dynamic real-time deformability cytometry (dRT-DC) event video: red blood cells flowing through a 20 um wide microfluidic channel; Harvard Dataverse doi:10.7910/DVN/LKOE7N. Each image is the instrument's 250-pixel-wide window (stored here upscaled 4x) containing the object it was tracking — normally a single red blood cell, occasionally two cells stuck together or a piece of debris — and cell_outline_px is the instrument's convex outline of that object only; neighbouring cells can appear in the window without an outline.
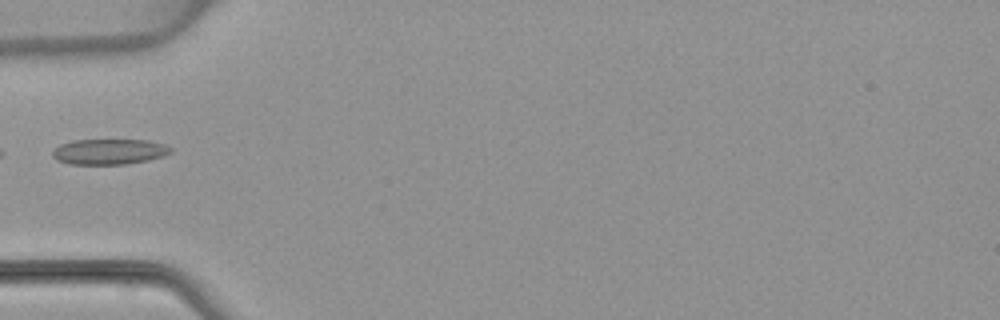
{"species": "common noctule bat (a hibernating species)", "species_latin": "Nyctalus noctula", "temperature_condition": "warm", "stored_images_in_passage": 5, "camera_frame_rate_fps": 3000, "um_per_image_px": 0.085, "animal": {"sex": "female", "body_mass_g": 22.7, "forearm_length_mm": 54.2}, "frame": {"image": 1, "passage_image": 5, "time_ms": 4.667, "image_size_px": [1000, 320], "cell_outline_px": [[172, 152], [164, 156], [148, 160], [128, 164], [68, 164], [56, 160], [52, 156], [52, 152], [60, 144], [72, 140], [148, 140], [164, 144], [172, 148]], "centroid_in_image_um": [9.29, 12.89], "position_along_channel_um": 75.7, "area_um2": 17.69}}